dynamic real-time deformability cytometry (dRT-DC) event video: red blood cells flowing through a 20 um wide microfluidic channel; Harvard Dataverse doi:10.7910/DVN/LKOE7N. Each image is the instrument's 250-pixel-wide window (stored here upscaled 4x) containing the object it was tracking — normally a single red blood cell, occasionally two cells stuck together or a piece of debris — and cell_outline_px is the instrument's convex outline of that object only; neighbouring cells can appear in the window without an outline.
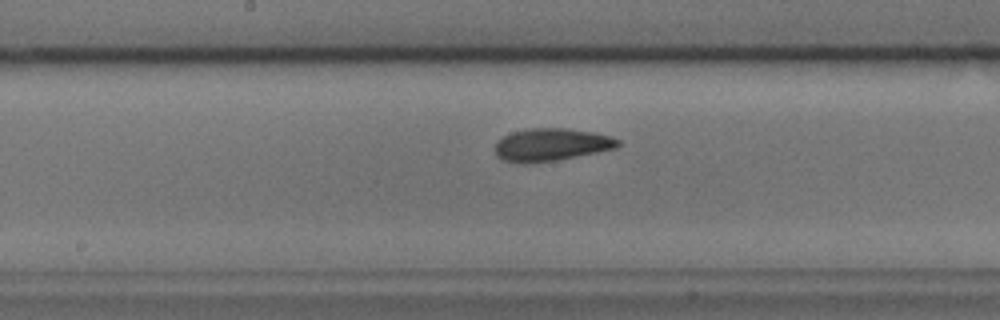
{"species": "common noctule bat (a hibernating species)", "species_latin": "Nyctalus noctula", "temperature_condition": "cold", "stored_images_in_passage": 34, "camera_frame_rate_fps": 3000, "um_per_image_px": 0.085, "animal": {"sex": "male", "body_mass_g": 17.9, "forearm_length_mm": 54.2}, "frame": {"image": 1, "passage_image": 13, "time_ms": 4.0, "image_size_px": [1000, 320], "cell_outline_px": [[620, 144], [616, 148], [556, 160], [528, 164], [520, 164], [504, 160], [496, 156], [496, 144], [504, 136], [512, 132], [532, 128], [568, 128], [596, 132], [620, 140]], "centroid_in_image_um": [46.86, 12.3], "position_along_channel_um": 201.3, "area_um2": 23.29}}
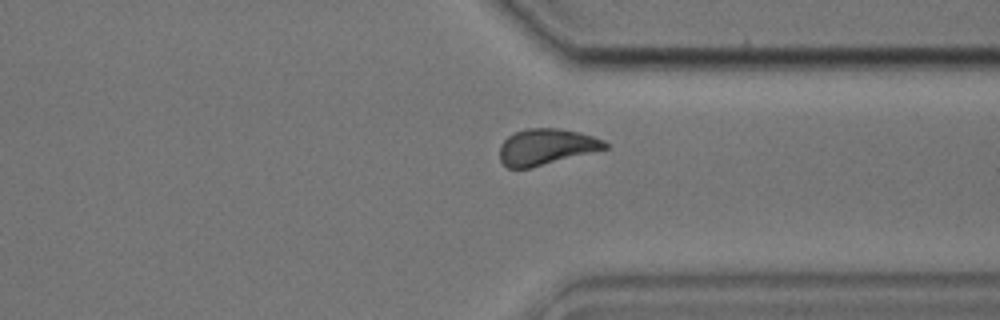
{"frame": {"image": 2, "passage_image": 26, "time_ms": 8.333, "image_size_px": [1000, 320], "cell_outline_px": [[608, 148], [528, 168], [508, 168], [500, 160], [500, 144], [508, 136], [516, 132], [528, 128], [556, 128], [580, 132], [604, 140], [608, 144]], "centroid_in_image_um": [46.42, 12.47], "position_along_channel_um": 365.0, "area_um2": 21.85}}
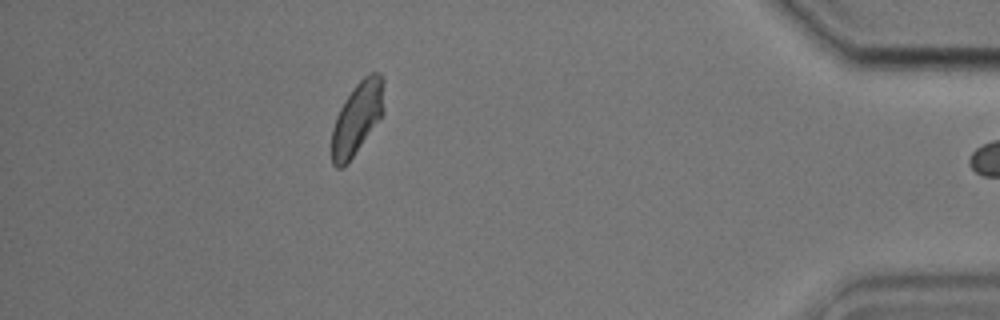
{"frame": {"image": 3, "passage_image": 33, "time_ms": 10.667, "image_size_px": [1000, 320], "cell_outline_px": [[384, 112], [352, 156], [340, 168], [336, 168], [332, 164], [332, 128], [336, 116], [344, 100], [352, 88], [364, 76], [372, 72], [376, 72], [384, 80]], "centroid_in_image_um": [30.36, 9.98], "position_along_channel_um": 404.8, "area_um2": 21.62}}